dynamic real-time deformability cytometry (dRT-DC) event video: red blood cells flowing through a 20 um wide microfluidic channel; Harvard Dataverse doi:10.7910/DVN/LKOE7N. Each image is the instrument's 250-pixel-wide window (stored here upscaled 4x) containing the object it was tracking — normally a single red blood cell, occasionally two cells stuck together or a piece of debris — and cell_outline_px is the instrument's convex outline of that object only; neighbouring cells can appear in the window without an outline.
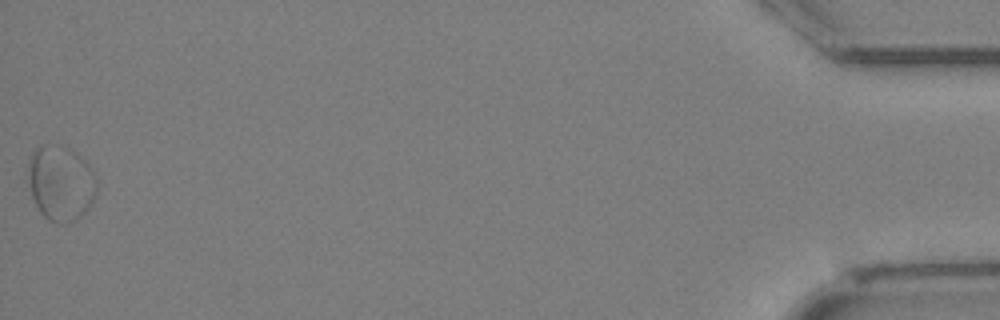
{"species": "Egyptian fruit bat (a non-hibernating species)", "species_latin": "Rousettus aegyptiacus", "temperature_condition": "cold", "stored_images_in_passage": 31, "segment_of_instrument_passage": [2, 2], "camera_frame_rate_fps": 3000, "um_per_image_px": 0.085, "animal": {"sex": "female"}, "frame": {"image": 1, "passage_image": 31, "time_ms": 10.0, "image_size_px": [1000, 320], "cell_outline_px": [[100, 180], [96, 196], [88, 208], [76, 220], [64, 224], [56, 224], [48, 220], [40, 212], [32, 196], [28, 180], [28, 168], [32, 152], [40, 144], [48, 144], [64, 148], [76, 152], [96, 172]], "centroid_in_image_um": [5.21, 15.58], "position_along_channel_um": 430.0, "area_um2": 30.52}}